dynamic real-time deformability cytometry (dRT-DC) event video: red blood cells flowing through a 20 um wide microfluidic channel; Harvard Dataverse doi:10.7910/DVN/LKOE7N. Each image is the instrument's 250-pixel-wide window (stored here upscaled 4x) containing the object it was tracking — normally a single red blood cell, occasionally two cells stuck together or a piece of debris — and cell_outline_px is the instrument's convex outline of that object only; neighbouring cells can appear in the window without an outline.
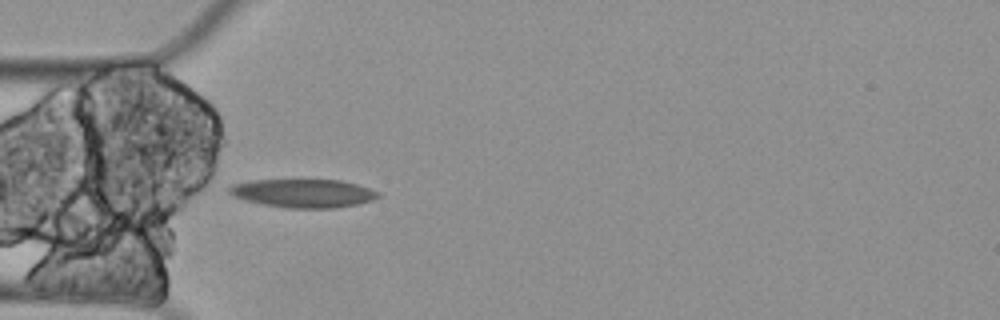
{"species": "Egyptian fruit bat (a non-hibernating species)", "species_latin": "Rousettus aegyptiacus", "temperature_condition": "cold", "stored_images_in_passage": 3, "camera_frame_rate_fps": 3000, "um_per_image_px": 0.085, "animal": {"sex": "female"}, "frame": {"image": 1, "passage_image": 3, "time_ms": 0.667, "image_size_px": [1000, 320], "cell_outline_px": [[380, 196], [372, 200], [356, 204], [336, 208], [284, 208], [260, 204], [244, 200], [232, 196], [228, 192], [228, 188], [232, 184], [252, 180], [340, 180], [356, 184], [380, 192]], "centroid_in_image_um": [25.73, 16.43], "position_along_channel_um": 59.3, "area_um2": 24.8}}